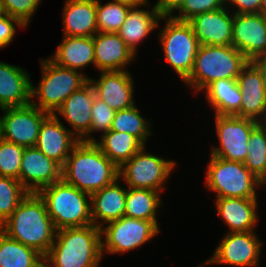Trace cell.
I'll return each mask as SVG.
<instances>
[{
	"instance_id": "13",
	"label": "cell",
	"mask_w": 266,
	"mask_h": 267,
	"mask_svg": "<svg viewBox=\"0 0 266 267\" xmlns=\"http://www.w3.org/2000/svg\"><path fill=\"white\" fill-rule=\"evenodd\" d=\"M262 243L254 231L227 232L205 264H228L237 267L259 266Z\"/></svg>"
},
{
	"instance_id": "24",
	"label": "cell",
	"mask_w": 266,
	"mask_h": 267,
	"mask_svg": "<svg viewBox=\"0 0 266 267\" xmlns=\"http://www.w3.org/2000/svg\"><path fill=\"white\" fill-rule=\"evenodd\" d=\"M118 181L90 195L91 218L93 225L98 228L124 216L127 189H123ZM99 220H102V224Z\"/></svg>"
},
{
	"instance_id": "11",
	"label": "cell",
	"mask_w": 266,
	"mask_h": 267,
	"mask_svg": "<svg viewBox=\"0 0 266 267\" xmlns=\"http://www.w3.org/2000/svg\"><path fill=\"white\" fill-rule=\"evenodd\" d=\"M216 133L220 146L211 149L212 156L243 163L248 154V143L258 121L232 115H215Z\"/></svg>"
},
{
	"instance_id": "41",
	"label": "cell",
	"mask_w": 266,
	"mask_h": 267,
	"mask_svg": "<svg viewBox=\"0 0 266 267\" xmlns=\"http://www.w3.org/2000/svg\"><path fill=\"white\" fill-rule=\"evenodd\" d=\"M231 3L236 7L237 14H252L260 13L261 0H226V3Z\"/></svg>"
},
{
	"instance_id": "42",
	"label": "cell",
	"mask_w": 266,
	"mask_h": 267,
	"mask_svg": "<svg viewBox=\"0 0 266 267\" xmlns=\"http://www.w3.org/2000/svg\"><path fill=\"white\" fill-rule=\"evenodd\" d=\"M185 0H158L155 5L162 17H172L173 11L179 10Z\"/></svg>"
},
{
	"instance_id": "30",
	"label": "cell",
	"mask_w": 266,
	"mask_h": 267,
	"mask_svg": "<svg viewBox=\"0 0 266 267\" xmlns=\"http://www.w3.org/2000/svg\"><path fill=\"white\" fill-rule=\"evenodd\" d=\"M0 267H44V256L0 230Z\"/></svg>"
},
{
	"instance_id": "27",
	"label": "cell",
	"mask_w": 266,
	"mask_h": 267,
	"mask_svg": "<svg viewBox=\"0 0 266 267\" xmlns=\"http://www.w3.org/2000/svg\"><path fill=\"white\" fill-rule=\"evenodd\" d=\"M63 36L62 43L50 58L53 62L76 71L90 64L95 66L93 37Z\"/></svg>"
},
{
	"instance_id": "28",
	"label": "cell",
	"mask_w": 266,
	"mask_h": 267,
	"mask_svg": "<svg viewBox=\"0 0 266 267\" xmlns=\"http://www.w3.org/2000/svg\"><path fill=\"white\" fill-rule=\"evenodd\" d=\"M208 103L215 115L240 117L241 91L237 79H219L209 84L205 90Z\"/></svg>"
},
{
	"instance_id": "5",
	"label": "cell",
	"mask_w": 266,
	"mask_h": 267,
	"mask_svg": "<svg viewBox=\"0 0 266 267\" xmlns=\"http://www.w3.org/2000/svg\"><path fill=\"white\" fill-rule=\"evenodd\" d=\"M38 194L44 200L56 230L93 224L88 193L61 179L44 187Z\"/></svg>"
},
{
	"instance_id": "8",
	"label": "cell",
	"mask_w": 266,
	"mask_h": 267,
	"mask_svg": "<svg viewBox=\"0 0 266 267\" xmlns=\"http://www.w3.org/2000/svg\"><path fill=\"white\" fill-rule=\"evenodd\" d=\"M165 27L159 33V40L168 64L185 81L194 66L199 42L188 21L164 17Z\"/></svg>"
},
{
	"instance_id": "22",
	"label": "cell",
	"mask_w": 266,
	"mask_h": 267,
	"mask_svg": "<svg viewBox=\"0 0 266 267\" xmlns=\"http://www.w3.org/2000/svg\"><path fill=\"white\" fill-rule=\"evenodd\" d=\"M31 84L26 70L0 61V110L31 103Z\"/></svg>"
},
{
	"instance_id": "34",
	"label": "cell",
	"mask_w": 266,
	"mask_h": 267,
	"mask_svg": "<svg viewBox=\"0 0 266 267\" xmlns=\"http://www.w3.org/2000/svg\"><path fill=\"white\" fill-rule=\"evenodd\" d=\"M131 7L132 5L120 1H110L102 5L100 0H96L98 32L117 33Z\"/></svg>"
},
{
	"instance_id": "45",
	"label": "cell",
	"mask_w": 266,
	"mask_h": 267,
	"mask_svg": "<svg viewBox=\"0 0 266 267\" xmlns=\"http://www.w3.org/2000/svg\"><path fill=\"white\" fill-rule=\"evenodd\" d=\"M258 124L266 131V109L264 110L263 116L258 120Z\"/></svg>"
},
{
	"instance_id": "14",
	"label": "cell",
	"mask_w": 266,
	"mask_h": 267,
	"mask_svg": "<svg viewBox=\"0 0 266 267\" xmlns=\"http://www.w3.org/2000/svg\"><path fill=\"white\" fill-rule=\"evenodd\" d=\"M232 46L248 61L266 55V27L263 14H234Z\"/></svg>"
},
{
	"instance_id": "23",
	"label": "cell",
	"mask_w": 266,
	"mask_h": 267,
	"mask_svg": "<svg viewBox=\"0 0 266 267\" xmlns=\"http://www.w3.org/2000/svg\"><path fill=\"white\" fill-rule=\"evenodd\" d=\"M218 215L228 226V232L254 231L257 223V198H216Z\"/></svg>"
},
{
	"instance_id": "10",
	"label": "cell",
	"mask_w": 266,
	"mask_h": 267,
	"mask_svg": "<svg viewBox=\"0 0 266 267\" xmlns=\"http://www.w3.org/2000/svg\"><path fill=\"white\" fill-rule=\"evenodd\" d=\"M102 255L107 253H124L150 241L160 229L149 220L129 218L126 216L111 221L101 227Z\"/></svg>"
},
{
	"instance_id": "21",
	"label": "cell",
	"mask_w": 266,
	"mask_h": 267,
	"mask_svg": "<svg viewBox=\"0 0 266 267\" xmlns=\"http://www.w3.org/2000/svg\"><path fill=\"white\" fill-rule=\"evenodd\" d=\"M95 67L101 71H125L136 54L117 33L97 32L93 36Z\"/></svg>"
},
{
	"instance_id": "35",
	"label": "cell",
	"mask_w": 266,
	"mask_h": 267,
	"mask_svg": "<svg viewBox=\"0 0 266 267\" xmlns=\"http://www.w3.org/2000/svg\"><path fill=\"white\" fill-rule=\"evenodd\" d=\"M28 193L19 180L0 176V226L11 216Z\"/></svg>"
},
{
	"instance_id": "7",
	"label": "cell",
	"mask_w": 266,
	"mask_h": 267,
	"mask_svg": "<svg viewBox=\"0 0 266 267\" xmlns=\"http://www.w3.org/2000/svg\"><path fill=\"white\" fill-rule=\"evenodd\" d=\"M207 168L205 185L217 198H257V186L264 185L241 162L211 155Z\"/></svg>"
},
{
	"instance_id": "1",
	"label": "cell",
	"mask_w": 266,
	"mask_h": 267,
	"mask_svg": "<svg viewBox=\"0 0 266 267\" xmlns=\"http://www.w3.org/2000/svg\"><path fill=\"white\" fill-rule=\"evenodd\" d=\"M0 230L43 256L51 248L57 231L47 213L45 202L38 193H28L0 226Z\"/></svg>"
},
{
	"instance_id": "19",
	"label": "cell",
	"mask_w": 266,
	"mask_h": 267,
	"mask_svg": "<svg viewBox=\"0 0 266 267\" xmlns=\"http://www.w3.org/2000/svg\"><path fill=\"white\" fill-rule=\"evenodd\" d=\"M96 94L88 80L78 90L74 91L62 105L53 113L59 114L72 126L71 132L81 140L91 127V109Z\"/></svg>"
},
{
	"instance_id": "47",
	"label": "cell",
	"mask_w": 266,
	"mask_h": 267,
	"mask_svg": "<svg viewBox=\"0 0 266 267\" xmlns=\"http://www.w3.org/2000/svg\"><path fill=\"white\" fill-rule=\"evenodd\" d=\"M2 15H4V11H3V9H2L1 2H0V17H1Z\"/></svg>"
},
{
	"instance_id": "29",
	"label": "cell",
	"mask_w": 266,
	"mask_h": 267,
	"mask_svg": "<svg viewBox=\"0 0 266 267\" xmlns=\"http://www.w3.org/2000/svg\"><path fill=\"white\" fill-rule=\"evenodd\" d=\"M100 139L94 143L118 168L129 161L144 146L137 137L113 130L102 134Z\"/></svg>"
},
{
	"instance_id": "17",
	"label": "cell",
	"mask_w": 266,
	"mask_h": 267,
	"mask_svg": "<svg viewBox=\"0 0 266 267\" xmlns=\"http://www.w3.org/2000/svg\"><path fill=\"white\" fill-rule=\"evenodd\" d=\"M126 71H101L99 80L88 78L96 97L116 112L135 105L134 80L131 73Z\"/></svg>"
},
{
	"instance_id": "37",
	"label": "cell",
	"mask_w": 266,
	"mask_h": 267,
	"mask_svg": "<svg viewBox=\"0 0 266 267\" xmlns=\"http://www.w3.org/2000/svg\"><path fill=\"white\" fill-rule=\"evenodd\" d=\"M115 112L103 100L95 96L91 109L92 121L90 131L80 141L96 142V138L90 136L91 133L96 131H102L103 134L107 133L111 128Z\"/></svg>"
},
{
	"instance_id": "4",
	"label": "cell",
	"mask_w": 266,
	"mask_h": 267,
	"mask_svg": "<svg viewBox=\"0 0 266 267\" xmlns=\"http://www.w3.org/2000/svg\"><path fill=\"white\" fill-rule=\"evenodd\" d=\"M248 62L232 45H199L193 69L184 83L195 92L203 91L213 81L237 79Z\"/></svg>"
},
{
	"instance_id": "40",
	"label": "cell",
	"mask_w": 266,
	"mask_h": 267,
	"mask_svg": "<svg viewBox=\"0 0 266 267\" xmlns=\"http://www.w3.org/2000/svg\"><path fill=\"white\" fill-rule=\"evenodd\" d=\"M25 28V26L16 18L4 14L0 17V49L6 47L12 42L16 33V27Z\"/></svg>"
},
{
	"instance_id": "39",
	"label": "cell",
	"mask_w": 266,
	"mask_h": 267,
	"mask_svg": "<svg viewBox=\"0 0 266 267\" xmlns=\"http://www.w3.org/2000/svg\"><path fill=\"white\" fill-rule=\"evenodd\" d=\"M226 0H185L183 6L178 10L177 16H172L178 21H189L195 15L210 12L225 7Z\"/></svg>"
},
{
	"instance_id": "48",
	"label": "cell",
	"mask_w": 266,
	"mask_h": 267,
	"mask_svg": "<svg viewBox=\"0 0 266 267\" xmlns=\"http://www.w3.org/2000/svg\"><path fill=\"white\" fill-rule=\"evenodd\" d=\"M263 20H264V24H265V27H266V14L263 15Z\"/></svg>"
},
{
	"instance_id": "15",
	"label": "cell",
	"mask_w": 266,
	"mask_h": 267,
	"mask_svg": "<svg viewBox=\"0 0 266 267\" xmlns=\"http://www.w3.org/2000/svg\"><path fill=\"white\" fill-rule=\"evenodd\" d=\"M62 167L36 147L24 149L20 168V183L29 193L61 180Z\"/></svg>"
},
{
	"instance_id": "33",
	"label": "cell",
	"mask_w": 266,
	"mask_h": 267,
	"mask_svg": "<svg viewBox=\"0 0 266 267\" xmlns=\"http://www.w3.org/2000/svg\"><path fill=\"white\" fill-rule=\"evenodd\" d=\"M245 167L266 184V131L258 124L251 132Z\"/></svg>"
},
{
	"instance_id": "20",
	"label": "cell",
	"mask_w": 266,
	"mask_h": 267,
	"mask_svg": "<svg viewBox=\"0 0 266 267\" xmlns=\"http://www.w3.org/2000/svg\"><path fill=\"white\" fill-rule=\"evenodd\" d=\"M241 91L240 117L258 121L266 109V92L258 67L249 61L237 77Z\"/></svg>"
},
{
	"instance_id": "31",
	"label": "cell",
	"mask_w": 266,
	"mask_h": 267,
	"mask_svg": "<svg viewBox=\"0 0 266 267\" xmlns=\"http://www.w3.org/2000/svg\"><path fill=\"white\" fill-rule=\"evenodd\" d=\"M160 192L150 189L127 188L124 216L152 221L159 229L157 208L162 205Z\"/></svg>"
},
{
	"instance_id": "25",
	"label": "cell",
	"mask_w": 266,
	"mask_h": 267,
	"mask_svg": "<svg viewBox=\"0 0 266 267\" xmlns=\"http://www.w3.org/2000/svg\"><path fill=\"white\" fill-rule=\"evenodd\" d=\"M63 35L93 37L97 32L96 0H66Z\"/></svg>"
},
{
	"instance_id": "36",
	"label": "cell",
	"mask_w": 266,
	"mask_h": 267,
	"mask_svg": "<svg viewBox=\"0 0 266 267\" xmlns=\"http://www.w3.org/2000/svg\"><path fill=\"white\" fill-rule=\"evenodd\" d=\"M24 147L0 137V176L20 181V168Z\"/></svg>"
},
{
	"instance_id": "46",
	"label": "cell",
	"mask_w": 266,
	"mask_h": 267,
	"mask_svg": "<svg viewBox=\"0 0 266 267\" xmlns=\"http://www.w3.org/2000/svg\"><path fill=\"white\" fill-rule=\"evenodd\" d=\"M260 13L266 14V0H261Z\"/></svg>"
},
{
	"instance_id": "18",
	"label": "cell",
	"mask_w": 266,
	"mask_h": 267,
	"mask_svg": "<svg viewBox=\"0 0 266 267\" xmlns=\"http://www.w3.org/2000/svg\"><path fill=\"white\" fill-rule=\"evenodd\" d=\"M223 7L195 15L188 22L192 25L199 45H232L233 14Z\"/></svg>"
},
{
	"instance_id": "44",
	"label": "cell",
	"mask_w": 266,
	"mask_h": 267,
	"mask_svg": "<svg viewBox=\"0 0 266 267\" xmlns=\"http://www.w3.org/2000/svg\"><path fill=\"white\" fill-rule=\"evenodd\" d=\"M128 3L132 6H145L148 5L149 0H113Z\"/></svg>"
},
{
	"instance_id": "16",
	"label": "cell",
	"mask_w": 266,
	"mask_h": 267,
	"mask_svg": "<svg viewBox=\"0 0 266 267\" xmlns=\"http://www.w3.org/2000/svg\"><path fill=\"white\" fill-rule=\"evenodd\" d=\"M79 142L57 115L49 114L40 126L35 147L62 167Z\"/></svg>"
},
{
	"instance_id": "2",
	"label": "cell",
	"mask_w": 266,
	"mask_h": 267,
	"mask_svg": "<svg viewBox=\"0 0 266 267\" xmlns=\"http://www.w3.org/2000/svg\"><path fill=\"white\" fill-rule=\"evenodd\" d=\"M61 179L92 195L119 179V168L94 142L80 141L62 166Z\"/></svg>"
},
{
	"instance_id": "32",
	"label": "cell",
	"mask_w": 266,
	"mask_h": 267,
	"mask_svg": "<svg viewBox=\"0 0 266 267\" xmlns=\"http://www.w3.org/2000/svg\"><path fill=\"white\" fill-rule=\"evenodd\" d=\"M139 112L136 105L115 112L110 130L131 134L145 145L147 137L152 135V131H150L151 124Z\"/></svg>"
},
{
	"instance_id": "26",
	"label": "cell",
	"mask_w": 266,
	"mask_h": 267,
	"mask_svg": "<svg viewBox=\"0 0 266 267\" xmlns=\"http://www.w3.org/2000/svg\"><path fill=\"white\" fill-rule=\"evenodd\" d=\"M156 5L152 9L144 10L140 6H132L126 16L125 22L117 31L125 44L136 54L137 45L144 40L150 32L159 26V21L163 20Z\"/></svg>"
},
{
	"instance_id": "12",
	"label": "cell",
	"mask_w": 266,
	"mask_h": 267,
	"mask_svg": "<svg viewBox=\"0 0 266 267\" xmlns=\"http://www.w3.org/2000/svg\"><path fill=\"white\" fill-rule=\"evenodd\" d=\"M0 137L24 148L35 147L39 129L49 113L32 103L1 109Z\"/></svg>"
},
{
	"instance_id": "43",
	"label": "cell",
	"mask_w": 266,
	"mask_h": 267,
	"mask_svg": "<svg viewBox=\"0 0 266 267\" xmlns=\"http://www.w3.org/2000/svg\"><path fill=\"white\" fill-rule=\"evenodd\" d=\"M260 70L263 77L264 89L266 92V55L258 57L252 61Z\"/></svg>"
},
{
	"instance_id": "38",
	"label": "cell",
	"mask_w": 266,
	"mask_h": 267,
	"mask_svg": "<svg viewBox=\"0 0 266 267\" xmlns=\"http://www.w3.org/2000/svg\"><path fill=\"white\" fill-rule=\"evenodd\" d=\"M42 0H0L4 14L18 19L28 26Z\"/></svg>"
},
{
	"instance_id": "3",
	"label": "cell",
	"mask_w": 266,
	"mask_h": 267,
	"mask_svg": "<svg viewBox=\"0 0 266 267\" xmlns=\"http://www.w3.org/2000/svg\"><path fill=\"white\" fill-rule=\"evenodd\" d=\"M101 241V229L93 224L57 230L44 267H98L104 256Z\"/></svg>"
},
{
	"instance_id": "6",
	"label": "cell",
	"mask_w": 266,
	"mask_h": 267,
	"mask_svg": "<svg viewBox=\"0 0 266 267\" xmlns=\"http://www.w3.org/2000/svg\"><path fill=\"white\" fill-rule=\"evenodd\" d=\"M42 79L38 86L31 84V103L49 114H53L62 103L88 81V76L79 71L57 65L50 58L41 59ZM87 76V77H86Z\"/></svg>"
},
{
	"instance_id": "9",
	"label": "cell",
	"mask_w": 266,
	"mask_h": 267,
	"mask_svg": "<svg viewBox=\"0 0 266 267\" xmlns=\"http://www.w3.org/2000/svg\"><path fill=\"white\" fill-rule=\"evenodd\" d=\"M144 145L129 161L119 168V179L127 188L150 189L161 192L176 162L147 153Z\"/></svg>"
}]
</instances>
